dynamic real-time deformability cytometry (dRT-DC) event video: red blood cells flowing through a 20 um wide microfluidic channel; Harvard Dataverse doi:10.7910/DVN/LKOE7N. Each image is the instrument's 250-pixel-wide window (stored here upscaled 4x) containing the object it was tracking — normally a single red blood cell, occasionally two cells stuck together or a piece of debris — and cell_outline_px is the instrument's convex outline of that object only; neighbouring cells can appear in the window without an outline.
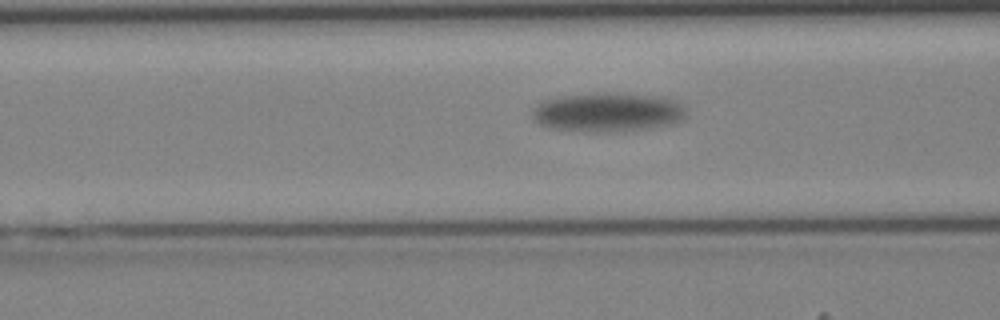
{"species": "Egyptian fruit bat (a non-hibernating species)", "species_latin": "Rousettus aegyptiacus", "temperature_condition": "cold", "stored_images_in_passage": 50, "camera_frame_rate_fps": 3000, "um_per_image_px": 0.085, "animal": {"sex": "female"}, "frame": {"image": 1, "passage_image": 20, "time_ms": 6.333, "image_size_px": [1000, 320], "cell_outline_px": [[688, 116], [684, 120], [672, 124], [624, 132], [584, 132], [548, 128], [540, 124], [532, 116], [532, 112], [536, 104], [544, 100], [564, 96], [592, 92], [616, 92], [652, 96], [676, 100], [684, 104]], "centroid_in_image_um": [51.69, 9.54], "position_along_channel_um": 114.9, "area_um2": 35.89}}
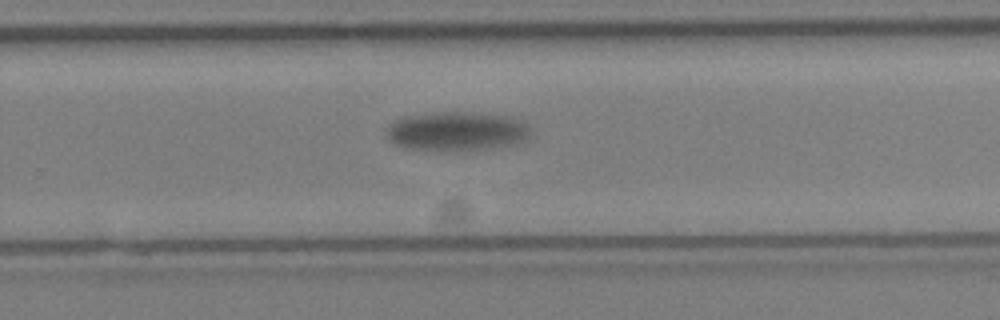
{"frame": {"image": 2, "passage_image": 33, "time_ms": 10.667, "image_size_px": [1000, 320], "cell_outline_px": [[532, 136], [528, 140], [516, 144], [488, 148], [452, 152], [444, 152], [408, 148], [396, 144], [388, 140], [384, 136], [384, 132], [396, 120], [408, 116], [444, 112], [464, 112], [512, 116], [524, 124], [528, 128]], "centroid_in_image_um": [38.83, 11.19], "position_along_channel_um": 291.0, "area_um2": 33.12}}
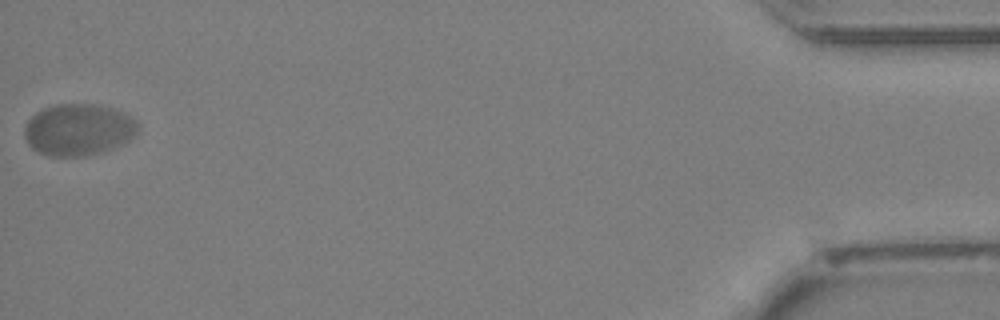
{"frame": {"image": 3, "passage_image": 50, "time_ms": 16.333, "image_size_px": [1000, 320], "cell_outline_px": [[140, 128], [136, 136], [120, 144], [100, 152], [84, 156], [48, 156], [32, 148], [28, 144], [24, 136], [24, 128], [28, 120], [36, 112], [44, 108], [56, 104], [100, 104], [124, 112], [136, 120], [140, 124]], "centroid_in_image_um": [6.68, 11.01], "position_along_channel_um": 428.5, "area_um2": 34.39}}